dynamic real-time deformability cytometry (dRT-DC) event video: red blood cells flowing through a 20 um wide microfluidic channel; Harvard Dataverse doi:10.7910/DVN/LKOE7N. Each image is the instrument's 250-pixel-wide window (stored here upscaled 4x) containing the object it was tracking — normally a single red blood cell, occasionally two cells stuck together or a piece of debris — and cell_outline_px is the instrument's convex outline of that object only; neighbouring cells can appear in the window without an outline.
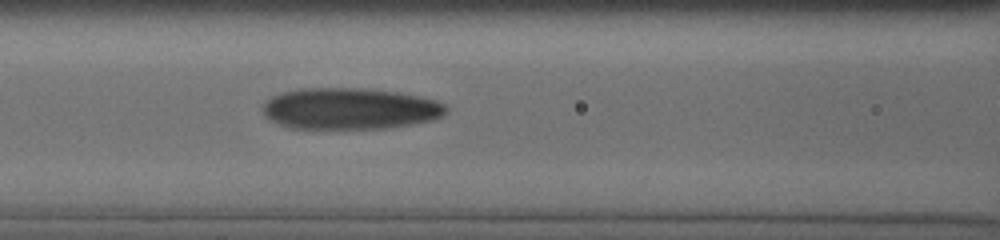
{"species": "human", "species_latin": "Homo sapiens", "temperature_condition": "cold", "stored_images_in_passage": 14, "camera_frame_rate_fps": 3000, "um_per_image_px": 0.085, "donor": {"sex": "male"}, "frame": {"image": 1, "passage_image": 9, "time_ms": 3.0, "image_size_px": [1000, 240], "cell_outline_px": [[448, 112], [432, 120], [412, 124], [388, 128], [292, 128], [280, 124], [264, 116], [264, 104], [272, 96], [284, 92], [304, 88], [356, 88], [392, 92], [416, 96], [436, 100], [444, 104], [448, 108]], "centroid_in_image_um": [29.75, 9.24], "position_along_channel_um": 136.8, "area_um2": 43.64}}
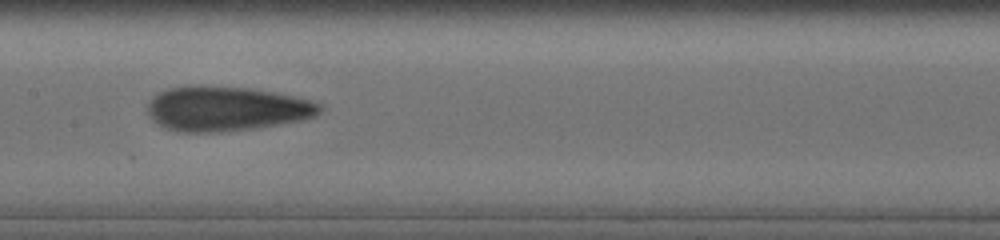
{"frame": {"image": 2, "passage_image": 13, "time_ms": 4.333, "image_size_px": [1000, 240], "cell_outline_px": [[324, 108], [320, 112], [312, 116], [300, 120], [252, 128], [220, 132], [180, 132], [168, 128], [152, 120], [148, 116], [148, 104], [152, 96], [168, 88], [188, 84], [204, 84], [252, 88], [292, 96], [324, 104]], "centroid_in_image_um": [19.18, 9.21], "position_along_channel_um": 188.2, "area_um2": 45.03}}